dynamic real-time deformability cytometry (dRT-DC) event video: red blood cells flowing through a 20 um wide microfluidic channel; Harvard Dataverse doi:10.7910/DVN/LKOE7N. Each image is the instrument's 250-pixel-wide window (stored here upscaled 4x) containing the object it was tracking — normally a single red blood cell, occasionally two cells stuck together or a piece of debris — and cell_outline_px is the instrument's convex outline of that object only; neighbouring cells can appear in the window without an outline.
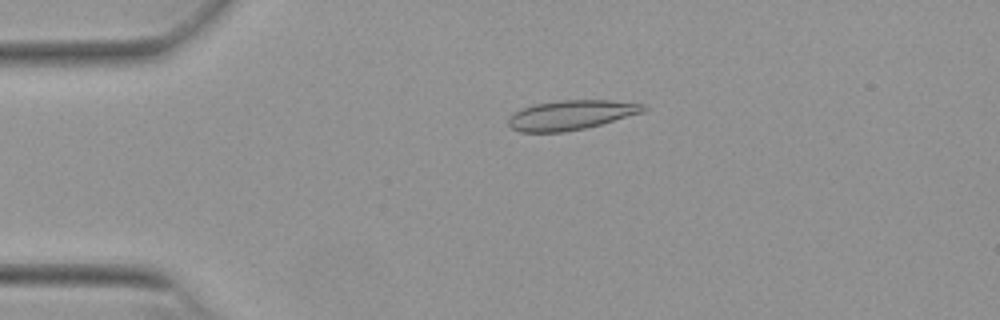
{"species": "Egyptian fruit bat (a non-hibernating species)", "species_latin": "Rousettus aegyptiacus", "temperature_condition": "warm", "stored_images_in_passage": 52, "camera_frame_rate_fps": 3000, "um_per_image_px": 0.085, "animal": {"sex": "female"}, "frame": {"image": 1, "passage_image": 11, "time_ms": 3.333, "image_size_px": [1000, 320], "cell_outline_px": [[648, 108], [644, 112], [600, 124], [584, 128], [564, 132], [520, 132], [512, 128], [508, 124], [508, 120], [520, 108], [532, 104], [560, 100], [608, 100], [644, 104]], "centroid_in_image_um": [48.53, 9.77], "position_along_channel_um": 36.5, "area_um2": 23.18}}
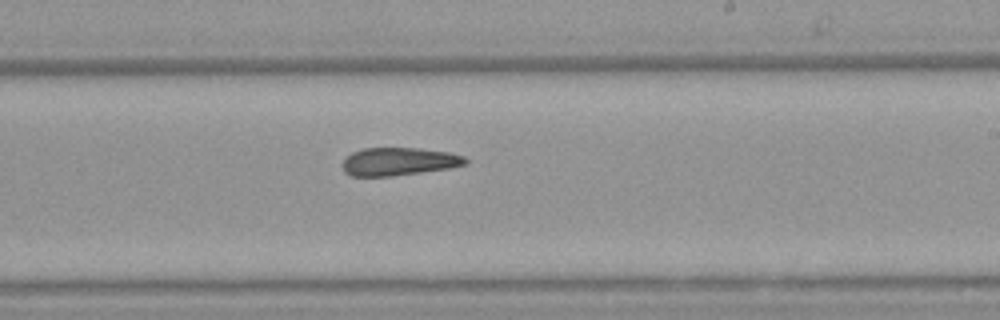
{"frame": {"image": 2, "passage_image": 31, "time_ms": 10.0, "image_size_px": [1000, 320], "cell_outline_px": [[468, 164], [448, 168], [392, 176], [348, 176], [344, 172], [340, 164], [352, 152], [364, 148], [420, 148], [448, 152], [464, 156], [468, 160]], "centroid_in_image_um": [33.87, 13.73], "position_along_channel_um": 255.1, "area_um2": 20.11}}
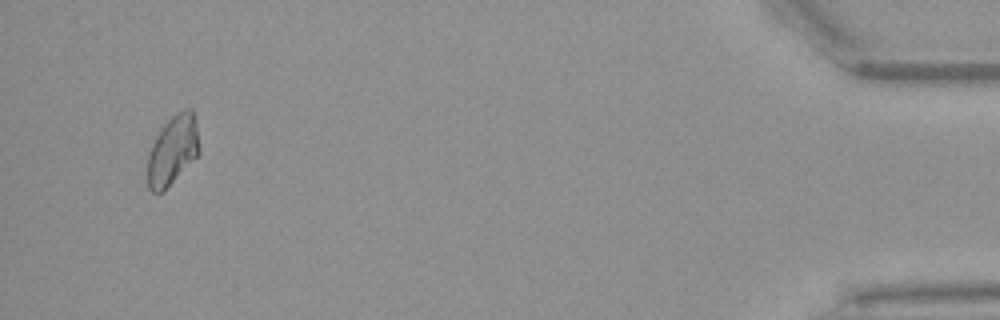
{"frame": {"image": 3, "passage_image": 50, "time_ms": 16.333, "image_size_px": [1000, 320], "cell_outline_px": [[200, 152], [164, 192], [152, 192], [148, 188], [148, 156], [152, 144], [156, 136], [164, 124], [176, 112], [184, 108], [192, 108], [196, 124]], "centroid_in_image_um": [14.68, 12.77], "position_along_channel_um": 420.5, "area_um2": 20.81}}